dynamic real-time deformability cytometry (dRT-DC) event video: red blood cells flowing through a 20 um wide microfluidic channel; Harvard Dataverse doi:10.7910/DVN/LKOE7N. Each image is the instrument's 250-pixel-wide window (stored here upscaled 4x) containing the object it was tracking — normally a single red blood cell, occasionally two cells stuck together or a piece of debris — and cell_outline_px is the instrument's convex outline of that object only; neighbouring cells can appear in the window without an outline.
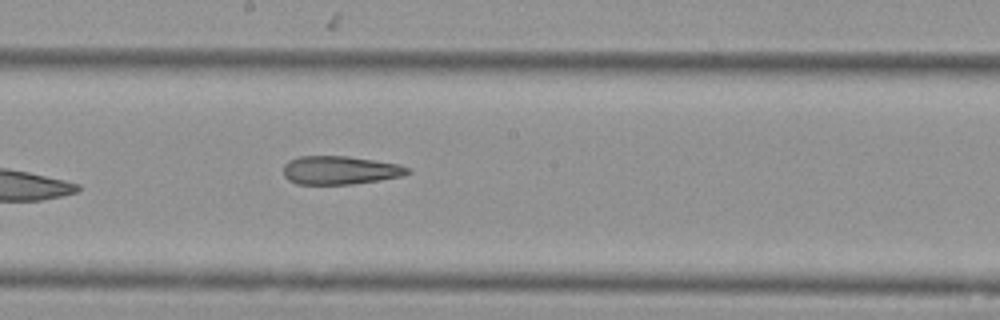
{"species": "Egyptian fruit bat (a non-hibernating species)", "species_latin": "Rousettus aegyptiacus", "temperature_condition": "cold", "stored_images_in_passage": 7, "camera_frame_rate_fps": 3000, "um_per_image_px": 0.085, "animal": {"sex": "female"}, "frame": {"image": 1, "passage_image": 7, "time_ms": 7.333, "image_size_px": [1000, 320], "cell_outline_px": [[412, 172], [404, 176], [380, 180], [352, 184], [296, 184], [288, 180], [284, 176], [284, 164], [288, 160], [300, 156], [348, 156], [376, 160], [400, 164], [412, 168]], "centroid_in_image_um": [28.95, 14.46], "position_along_channel_um": 219.2, "area_um2": 20.92}}